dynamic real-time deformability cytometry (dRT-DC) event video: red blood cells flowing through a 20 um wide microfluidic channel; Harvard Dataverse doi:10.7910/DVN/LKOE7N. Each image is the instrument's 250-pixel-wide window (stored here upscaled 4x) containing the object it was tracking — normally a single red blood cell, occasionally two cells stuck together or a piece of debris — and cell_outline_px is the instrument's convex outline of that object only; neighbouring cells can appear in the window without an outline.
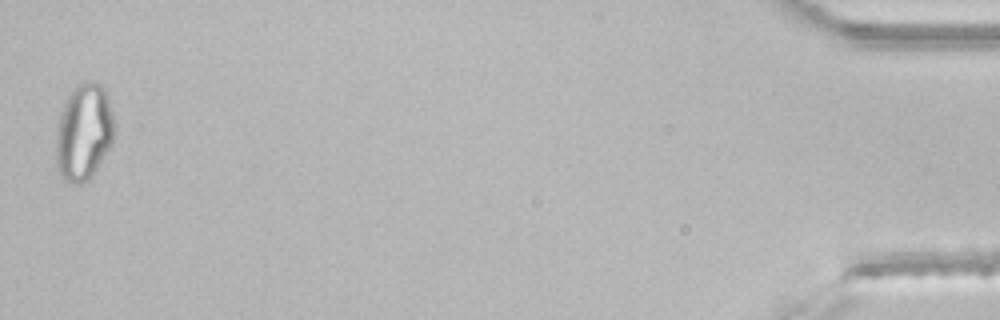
{"species": "common noctule bat (a hibernating species)", "species_latin": "Nyctalus noctula", "temperature_condition": "room temperature", "stored_images_in_passage": 40, "segment_of_instrument_passage": [2, 2], "camera_frame_rate_fps": 3000, "um_per_image_px": 0.085, "animal": {"sex": "male", "body_mass_g": 21.5, "forearm_length_mm": 52.0}, "frame": {"image": 1, "passage_image": 40, "time_ms": 13.0, "image_size_px": [1000, 320], "cell_outline_px": [[116, 136], [112, 144], [92, 176], [84, 184], [72, 184], [64, 180], [60, 176], [56, 164], [56, 132], [60, 116], [64, 104], [72, 88], [80, 80], [92, 80], [104, 84], [108, 96], [116, 124]], "centroid_in_image_um": [7.16, 11.2], "position_along_channel_um": 428.0, "area_um2": 33.93}}